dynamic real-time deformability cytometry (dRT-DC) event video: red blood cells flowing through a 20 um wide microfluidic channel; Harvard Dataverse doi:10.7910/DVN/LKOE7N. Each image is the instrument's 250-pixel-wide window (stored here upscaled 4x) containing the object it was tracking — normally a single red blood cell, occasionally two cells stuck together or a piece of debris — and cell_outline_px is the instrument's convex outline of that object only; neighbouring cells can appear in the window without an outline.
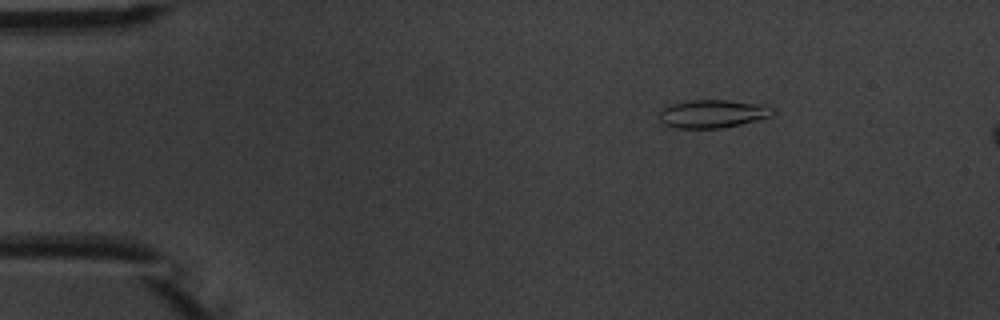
{"species": "common noctule bat (a hibernating species)", "species_latin": "Nyctalus noctula", "temperature_condition": "warm", "stored_images_in_passage": 6, "camera_frame_rate_fps": 3000, "um_per_image_px": 0.085, "animal": {"sex": "male", "body_mass_g": 20.1, "forearm_length_mm": 53.5}, "frame": {"image": 1, "passage_image": 3, "time_ms": 2.333, "image_size_px": [1000, 320], "cell_outline_px": [[776, 112], [772, 116], [740, 124], [720, 128], [676, 128], [664, 124], [660, 120], [660, 112], [664, 108], [672, 104], [688, 100], [728, 100], [768, 104], [776, 108]], "centroid_in_image_um": [60.66, 9.65], "position_along_channel_um": 24.3, "area_um2": 18.79}}